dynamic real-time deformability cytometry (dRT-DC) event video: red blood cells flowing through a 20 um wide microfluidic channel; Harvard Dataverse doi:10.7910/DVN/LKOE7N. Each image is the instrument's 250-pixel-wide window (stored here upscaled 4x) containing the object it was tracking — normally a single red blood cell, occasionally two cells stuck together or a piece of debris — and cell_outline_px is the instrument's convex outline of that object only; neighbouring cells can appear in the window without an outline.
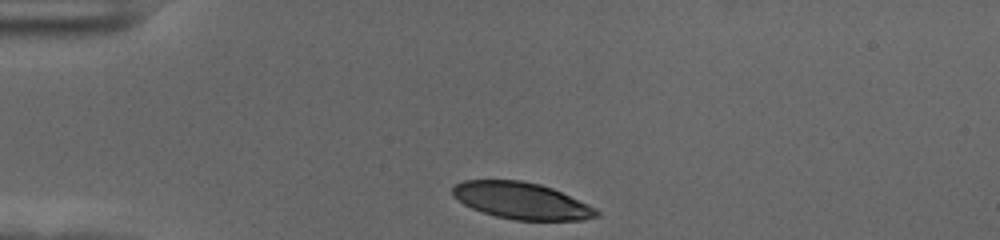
{"species": "human", "species_latin": "Homo sapiens", "temperature_condition": "cold", "stored_images_in_passage": 34, "camera_frame_rate_fps": 3000, "um_per_image_px": 0.085, "donor": {"sex": "female"}, "frame": {"image": 1, "passage_image": 1, "time_ms": 0.0, "image_size_px": [1000, 240], "cell_outline_px": [[600, 216], [584, 220], [512, 220], [496, 216], [472, 208], [464, 204], [452, 196], [452, 188], [456, 184], [464, 180], [520, 180], [540, 184], [552, 188], [588, 204], [596, 208], [600, 212]], "centroid_in_image_um": [44.34, 17.06], "position_along_channel_um": 40.7, "area_um2": 30.75}}
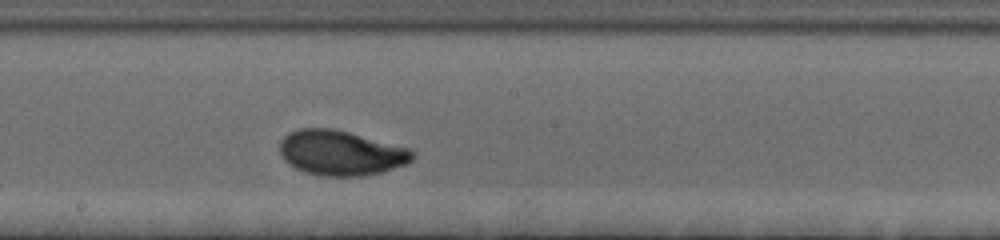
{"frame": {"image": 2, "passage_image": 19, "time_ms": 6.0, "image_size_px": [1000, 240], "cell_outline_px": [[416, 156], [408, 164], [384, 172], [364, 176], [320, 176], [304, 172], [288, 164], [284, 160], [280, 152], [280, 140], [288, 132], [300, 128], [332, 128], [412, 148], [416, 152]], "centroid_in_image_um": [29.02, 13.0], "position_along_channel_um": 219.2, "area_um2": 35.37}}
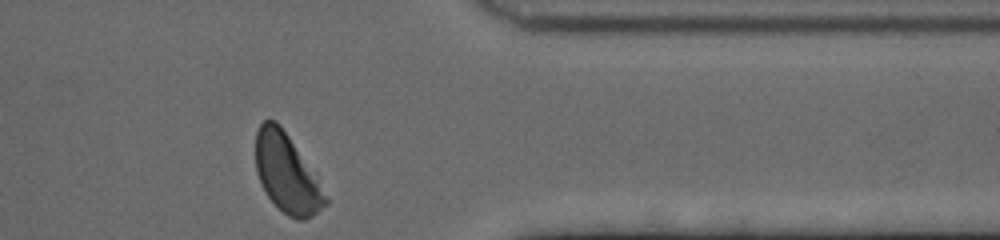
{"frame": {"image": 3, "passage_image": 34, "time_ms": 11.0, "image_size_px": [1000, 240], "cell_outline_px": [[328, 204], [312, 216], [304, 220], [296, 220], [288, 216], [268, 196], [256, 172], [256, 132], [260, 124], [264, 120], [276, 120], [280, 124], [288, 136], [328, 200]], "centroid_in_image_um": [24.33, 14.75], "position_along_channel_um": 387.1, "area_um2": 30.69}, "authors_computed_cell_mechanics": {"area_um2": 33.3506, "velocity_mm_per_s": 3.5782, "shape_relaxation_time_tau1_ms": 2.8785, "shape_relaxation_time_tau2_ms": null, "deformation_change_tau1": 0.1556, "deformation_change_tau2": null}}